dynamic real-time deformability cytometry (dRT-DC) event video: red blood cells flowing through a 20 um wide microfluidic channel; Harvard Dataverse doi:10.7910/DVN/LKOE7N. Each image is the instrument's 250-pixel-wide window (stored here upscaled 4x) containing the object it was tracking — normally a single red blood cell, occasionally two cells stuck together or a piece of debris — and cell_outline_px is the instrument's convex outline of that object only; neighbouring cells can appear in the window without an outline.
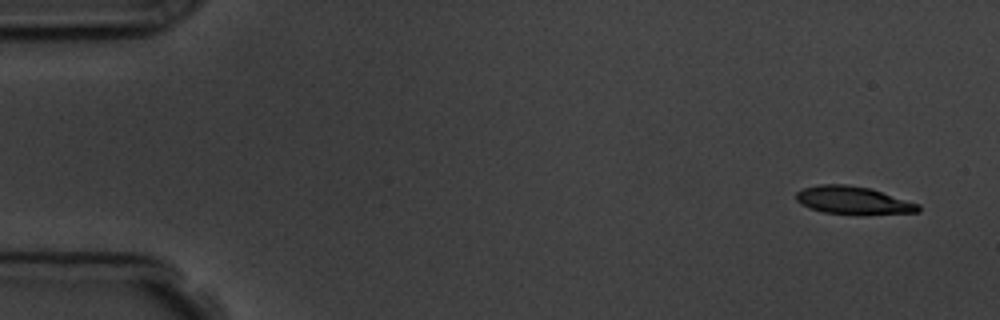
{"species": "common noctule bat (a hibernating species)", "species_latin": "Nyctalus noctula", "temperature_condition": "room temperature", "stored_images_in_passage": 4, "camera_frame_rate_fps": 3000, "um_per_image_px": 0.085, "animal": {"sex": "male", "body_mass_g": 19.5, "forearm_length_mm": 54.6}, "frame": {"image": 1, "passage_image": 1, "time_ms": 0.0, "image_size_px": [1000, 320], "cell_outline_px": [[920, 212], [860, 216], [824, 212], [808, 208], [800, 204], [796, 200], [796, 192], [804, 188], [820, 184], [848, 184], [872, 188], [920, 204]], "centroid_in_image_um": [72.56, 17.05], "position_along_channel_um": 12.4, "area_um2": 20.52}}
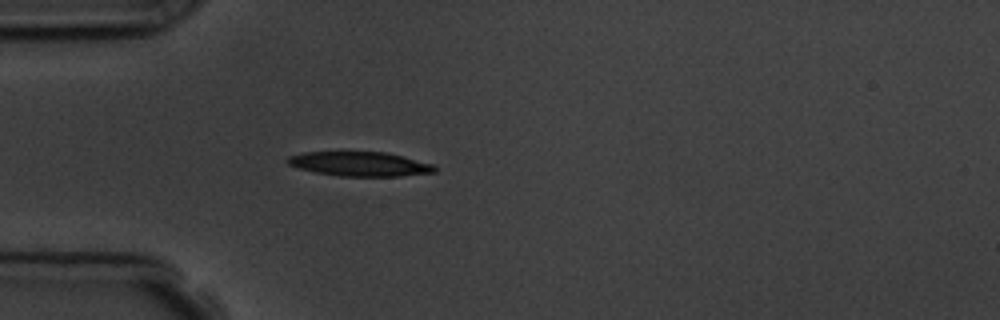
{"frame": {"image": 2, "passage_image": 4, "time_ms": 4.333, "image_size_px": [1000, 320], "cell_outline_px": [[436, 172], [400, 176], [340, 176], [316, 172], [300, 168], [288, 164], [284, 160], [288, 156], [304, 152], [388, 152], [404, 156], [432, 164], [436, 168]], "centroid_in_image_um": [30.58, 13.93], "position_along_channel_um": 54.4, "area_um2": 20.87}}